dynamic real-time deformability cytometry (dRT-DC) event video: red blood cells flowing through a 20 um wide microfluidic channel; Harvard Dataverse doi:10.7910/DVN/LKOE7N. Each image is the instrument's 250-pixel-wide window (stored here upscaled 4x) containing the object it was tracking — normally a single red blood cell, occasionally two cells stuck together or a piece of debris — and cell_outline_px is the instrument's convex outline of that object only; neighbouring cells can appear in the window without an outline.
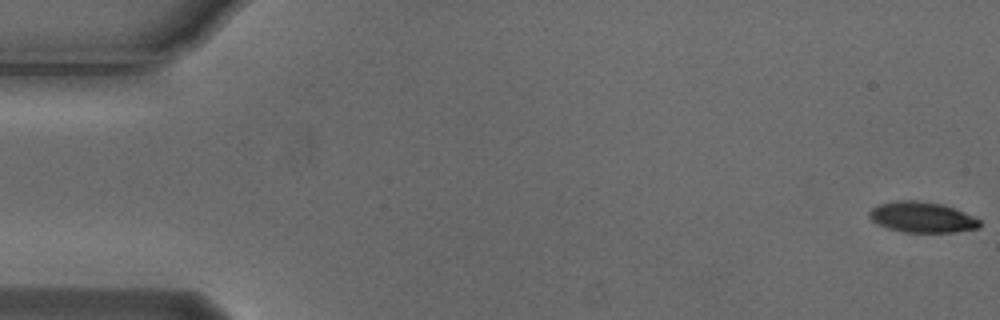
{"species": "Egyptian fruit bat (a non-hibernating species)", "species_latin": "Rousettus aegyptiacus", "temperature_condition": "cold", "stored_images_in_passage": 55, "camera_frame_rate_fps": 3000, "um_per_image_px": 0.085, "animal": {"sex": "male"}, "frame": {"image": 1, "passage_image": 1, "time_ms": 0.0, "image_size_px": [1000, 320], "cell_outline_px": [[980, 228], [956, 232], [904, 232], [888, 228], [876, 224], [868, 216], [868, 212], [872, 208], [880, 204], [896, 200], [916, 200], [944, 204], [964, 212], [980, 220]], "centroid_in_image_um": [78.37, 18.46], "position_along_channel_um": 6.6, "area_um2": 19.83}}
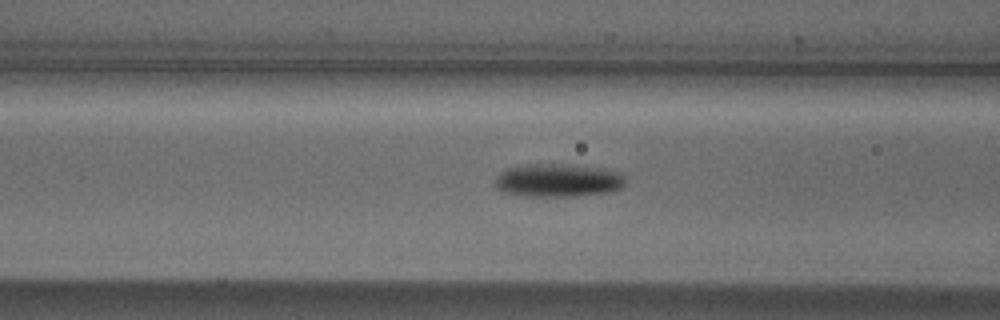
{"frame": {"image": 2, "passage_image": 22, "time_ms": 7.0, "image_size_px": [1000, 320], "cell_outline_px": [[624, 184], [620, 188], [604, 192], [572, 196], [524, 196], [504, 192], [496, 188], [496, 176], [500, 172], [508, 168], [528, 164], [560, 164], [592, 168], [620, 172], [624, 176]], "centroid_in_image_um": [47.36, 15.33], "position_along_channel_um": 119.2, "area_um2": 24.62}}
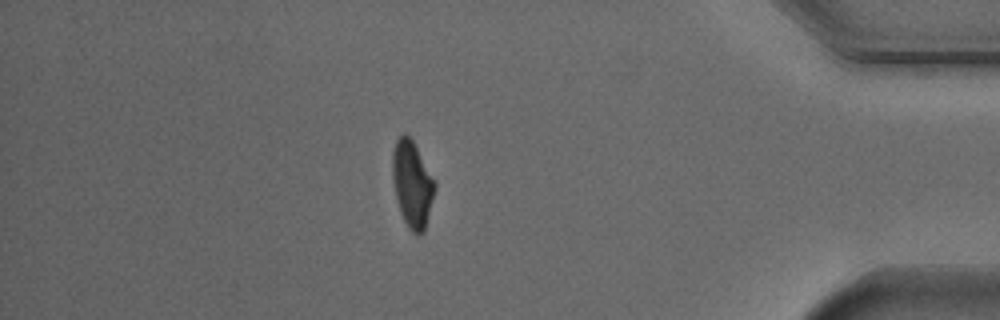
{"frame": {"image": 3, "passage_image": 48, "time_ms": 15.667, "image_size_px": [1000, 320], "cell_outline_px": [[436, 188], [424, 232], [416, 236], [408, 228], [400, 212], [396, 196], [392, 176], [392, 152], [396, 140], [404, 132], [412, 140], [436, 184]], "centroid_in_image_um": [35.03, 15.68], "position_along_channel_um": 400.2, "area_um2": 21.1}, "authors_computed_cell_mechanics": {"area_um2": 21.9062, "velocity_mm_per_s": 3.723, "shape_relaxation_time_tau1_ms": 2.3865, "shape_relaxation_time_tau2_ms": null, "deformation_change_tau1": 0.1226, "deformation_change_tau2": null}}